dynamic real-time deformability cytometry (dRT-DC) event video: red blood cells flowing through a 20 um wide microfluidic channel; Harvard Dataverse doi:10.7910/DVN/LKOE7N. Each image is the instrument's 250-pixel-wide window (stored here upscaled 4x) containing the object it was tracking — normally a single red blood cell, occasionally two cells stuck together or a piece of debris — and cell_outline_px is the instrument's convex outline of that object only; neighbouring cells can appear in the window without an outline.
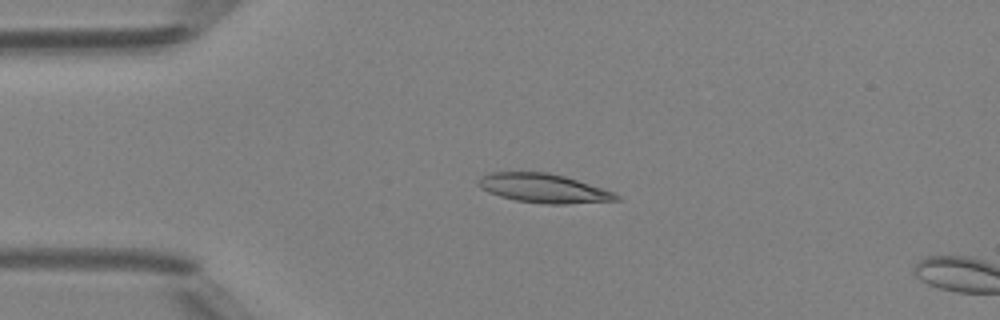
{"species": "Egyptian fruit bat (a non-hibernating species)", "species_latin": "Rousettus aegyptiacus", "temperature_condition": "room temperature", "stored_images_in_passage": 4, "camera_frame_rate_fps": 3000, "um_per_image_px": 0.085, "animal": {"sex": "female"}, "frame": {"image": 1, "passage_image": 1, "time_ms": 0.0, "image_size_px": [1000, 320], "cell_outline_px": [[620, 200], [564, 204], [548, 204], [516, 200], [500, 196], [488, 192], [480, 188], [476, 184], [480, 176], [492, 172], [548, 172], [564, 176], [616, 192], [620, 196]], "centroid_in_image_um": [46.2, 16.0], "position_along_channel_um": 38.8, "area_um2": 23.35}}